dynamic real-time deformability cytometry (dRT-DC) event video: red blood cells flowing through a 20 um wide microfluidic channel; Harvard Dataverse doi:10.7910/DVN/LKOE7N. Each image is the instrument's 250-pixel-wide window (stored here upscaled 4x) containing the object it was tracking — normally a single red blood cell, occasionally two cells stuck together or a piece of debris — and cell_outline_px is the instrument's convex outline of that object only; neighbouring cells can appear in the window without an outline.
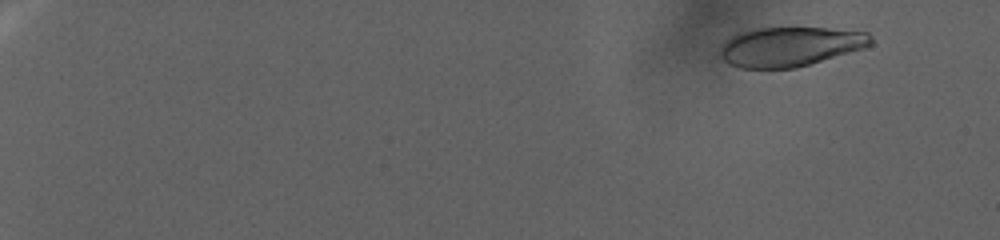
{"species": "human", "species_latin": "Homo sapiens", "temperature_condition": "warm", "stored_images_in_passage": 108, "camera_frame_rate_fps": 3000, "um_per_image_px": 0.085, "donor": {"sex": "female"}, "frame": {"image": 1, "passage_image": 11, "time_ms": 3.333, "image_size_px": [1000, 240], "cell_outline_px": [[872, 44], [864, 48], [796, 68], [740, 68], [728, 64], [720, 56], [720, 48], [732, 36], [740, 32], [756, 28], [828, 28], [868, 32], [872, 36]], "centroid_in_image_um": [67.17, 3.96], "position_along_channel_um": 17.8, "area_um2": 34.56}}
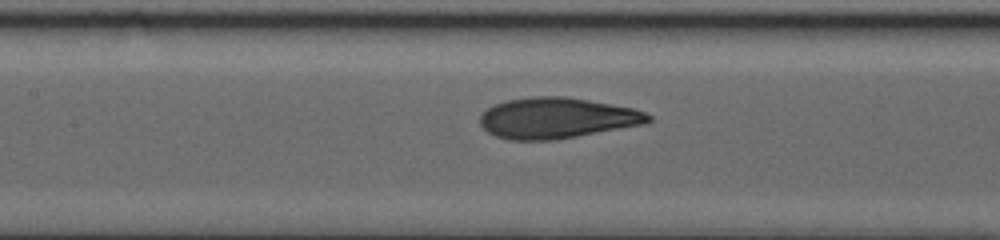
{"frame": {"image": 2, "passage_image": 61, "time_ms": 20.0, "image_size_px": [1000, 240], "cell_outline_px": [[652, 120], [648, 124], [552, 140], [508, 140], [496, 136], [488, 132], [480, 124], [480, 116], [488, 108], [496, 104], [508, 100], [532, 96], [564, 96], [588, 100], [632, 108], [644, 112], [652, 116]], "centroid_in_image_um": [47.35, 10.04], "position_along_channel_um": 160.0, "area_um2": 39.88}}
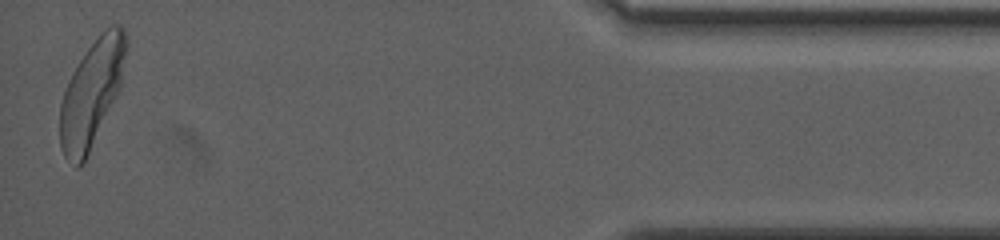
{"frame": {"image": 3, "passage_image": 107, "time_ms": 35.333, "image_size_px": [1000, 240], "cell_outline_px": [[128, 48], [120, 88], [84, 164], [76, 168], [64, 156], [60, 148], [60, 104], [68, 80], [72, 72], [84, 52], [112, 24], [120, 24], [124, 28], [128, 40]], "centroid_in_image_um": [7.8, 7.95], "position_along_channel_um": 427.4, "area_um2": 41.04}}